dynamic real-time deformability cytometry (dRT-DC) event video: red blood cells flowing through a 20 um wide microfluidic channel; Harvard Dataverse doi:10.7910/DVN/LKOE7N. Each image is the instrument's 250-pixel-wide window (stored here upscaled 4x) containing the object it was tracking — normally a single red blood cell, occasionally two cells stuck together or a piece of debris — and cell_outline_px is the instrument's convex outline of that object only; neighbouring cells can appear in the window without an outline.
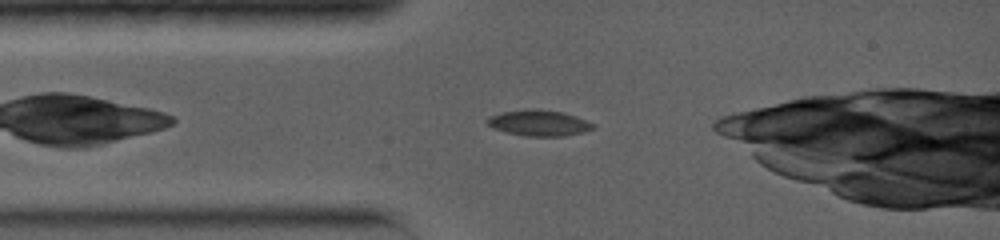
{"species": "common noctule bat (a hibernating species)", "species_latin": "Nyctalus noctula", "temperature_condition": "warm", "stored_images_in_passage": 25, "camera_frame_rate_fps": 5000, "um_per_image_px": 0.085, "animal": {"sex": "female", "body_mass_g": 19.0, "forearm_length_mm": 56.7}, "frame": {"image": 1, "passage_image": 2, "time_ms": 0.4, "image_size_px": [1000, 240], "cell_outline_px": [[596, 128], [584, 132], [564, 136], [524, 136], [504, 132], [492, 128], [488, 124], [488, 116], [500, 112], [528, 108], [540, 108], [564, 112], [576, 116], [596, 124]], "centroid_in_image_um": [45.82, 10.44], "position_along_channel_um": 39.2, "area_um2": 16.42}}
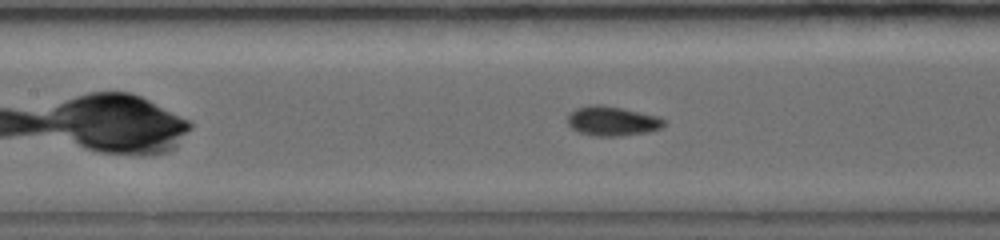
{"frame": {"image": 2, "passage_image": 9, "time_ms": 3.4, "image_size_px": [1000, 240], "cell_outline_px": [[664, 124], [660, 128], [648, 132], [620, 136], [596, 136], [580, 132], [572, 128], [568, 124], [568, 116], [576, 108], [592, 104], [600, 104], [620, 108], [656, 116], [664, 120]], "centroid_in_image_um": [52.01, 10.29], "position_along_channel_um": 155.4, "area_um2": 16.24}}
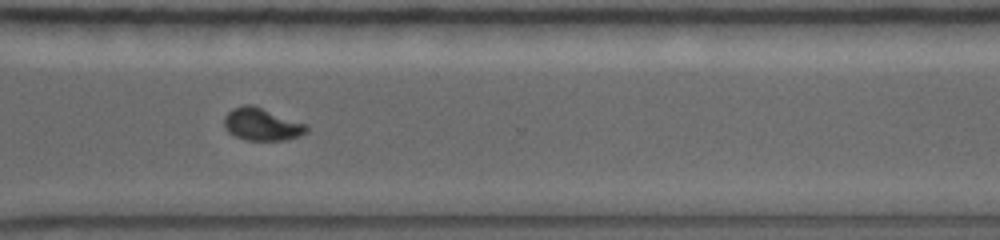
{"frame": {"image": 3, "passage_image": 20, "time_ms": 8.2, "image_size_px": [1000, 240], "cell_outline_px": [[308, 132], [300, 136], [288, 140], [244, 140], [228, 132], [224, 128], [224, 116], [232, 108], [244, 104], [252, 104], [308, 124]], "centroid_in_image_um": [22.27, 10.56], "position_along_channel_um": 348.3, "area_um2": 15.9}}